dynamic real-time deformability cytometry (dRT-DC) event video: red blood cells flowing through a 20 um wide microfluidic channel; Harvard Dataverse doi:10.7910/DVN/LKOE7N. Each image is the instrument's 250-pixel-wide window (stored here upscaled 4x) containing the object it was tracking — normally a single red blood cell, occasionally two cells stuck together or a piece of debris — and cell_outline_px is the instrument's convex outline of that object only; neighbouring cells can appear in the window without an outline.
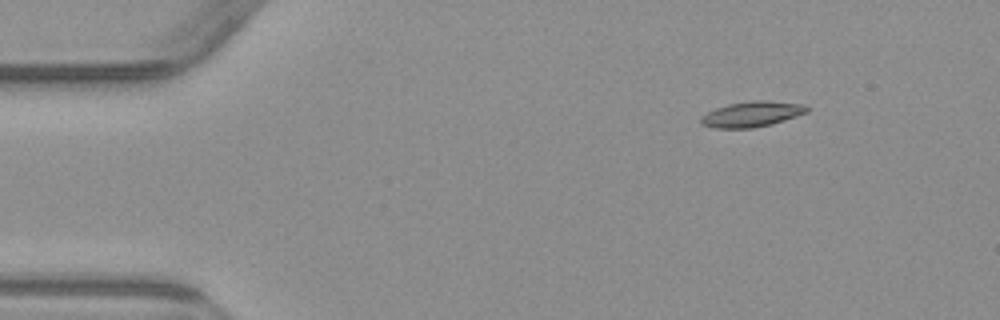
{"species": "common noctule bat (a hibernating species)", "species_latin": "Nyctalus noctula", "temperature_condition": "warm", "stored_images_in_passage": 4, "camera_frame_rate_fps": 3000, "um_per_image_px": 0.085, "animal": {"sex": "male", "body_mass_g": 23.1, "forearm_length_mm": 52.7}, "frame": {"image": 1, "passage_image": 2, "time_ms": 2.0, "image_size_px": [1000, 320], "cell_outline_px": [[808, 112], [772, 124], [752, 128], [716, 128], [700, 124], [700, 116], [716, 108], [728, 104], [752, 100], [764, 100], [804, 104], [808, 108]], "centroid_in_image_um": [63.89, 9.7], "position_along_channel_um": 21.1, "area_um2": 15.72}}